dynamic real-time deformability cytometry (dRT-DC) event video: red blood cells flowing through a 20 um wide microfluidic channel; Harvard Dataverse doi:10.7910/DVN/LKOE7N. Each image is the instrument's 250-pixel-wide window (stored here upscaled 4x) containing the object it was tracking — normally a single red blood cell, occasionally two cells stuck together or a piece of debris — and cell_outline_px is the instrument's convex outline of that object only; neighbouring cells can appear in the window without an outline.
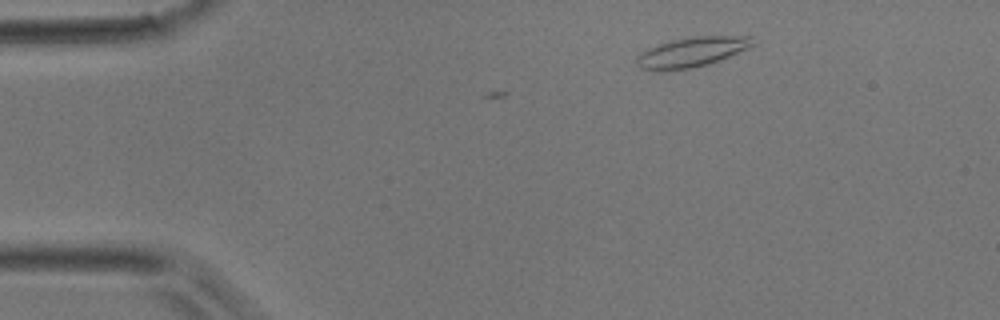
{"species": "common noctule bat (a hibernating species)", "species_latin": "Nyctalus noctula", "temperature_condition": "room temperature", "stored_images_in_passage": 3, "camera_frame_rate_fps": 3000, "um_per_image_px": 0.085, "animal": {"sex": "male", "body_mass_g": 17.9}, "frame": {"image": 1, "passage_image": 3, "time_ms": 0.667, "image_size_px": [1000, 320], "cell_outline_px": [[756, 44], [748, 48], [708, 64], [688, 68], [660, 72], [640, 68], [636, 64], [636, 56], [640, 52], [648, 48], [672, 40], [696, 36], [752, 36]], "centroid_in_image_um": [58.76, 4.43], "position_along_channel_um": 26.2, "area_um2": 20.17}}